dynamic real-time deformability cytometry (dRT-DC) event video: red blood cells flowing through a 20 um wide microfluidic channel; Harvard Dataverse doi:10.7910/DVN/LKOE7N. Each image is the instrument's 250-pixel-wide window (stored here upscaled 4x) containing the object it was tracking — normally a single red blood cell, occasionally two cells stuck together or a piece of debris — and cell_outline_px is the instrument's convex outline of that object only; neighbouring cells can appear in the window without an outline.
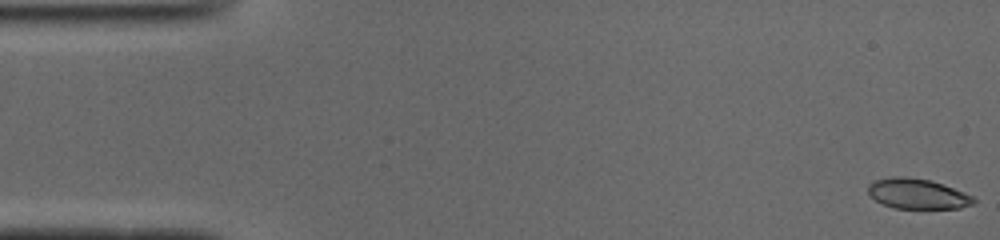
{"species": "common noctule bat (a hibernating species)", "species_latin": "Nyctalus noctula", "temperature_condition": "cold", "stored_images_in_passage": 51, "camera_frame_rate_fps": 3000, "um_per_image_px": 0.085, "animal": {"sex": "male", "body_mass_g": 19.0, "forearm_length_mm": 50.8}, "frame": {"image": 1, "passage_image": 1, "time_ms": 0.0, "image_size_px": [1000, 240], "cell_outline_px": [[976, 204], [960, 208], [896, 208], [884, 204], [876, 200], [868, 192], [868, 184], [876, 180], [892, 176], [908, 176], [932, 180], [964, 192], [972, 196], [976, 200]], "centroid_in_image_um": [78.01, 16.46], "position_along_channel_um": 7.0, "area_um2": 18.61}}
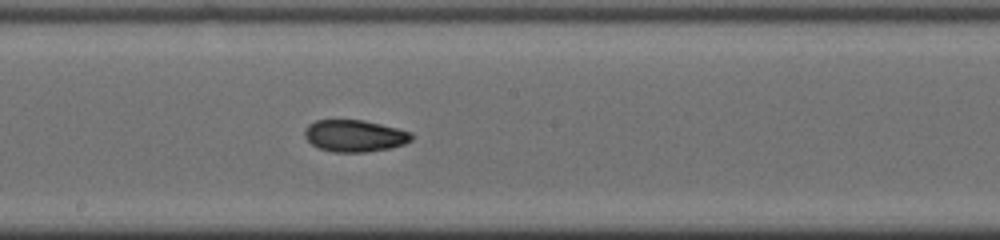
{"frame": {"image": 2, "passage_image": 27, "time_ms": 8.667, "image_size_px": [1000, 240], "cell_outline_px": [[412, 140], [404, 144], [388, 148], [364, 152], [332, 152], [320, 148], [312, 144], [304, 136], [304, 132], [308, 124], [316, 120], [364, 120], [412, 132]], "centroid_in_image_um": [30.13, 11.54], "position_along_channel_um": 218.1, "area_um2": 19.71}}
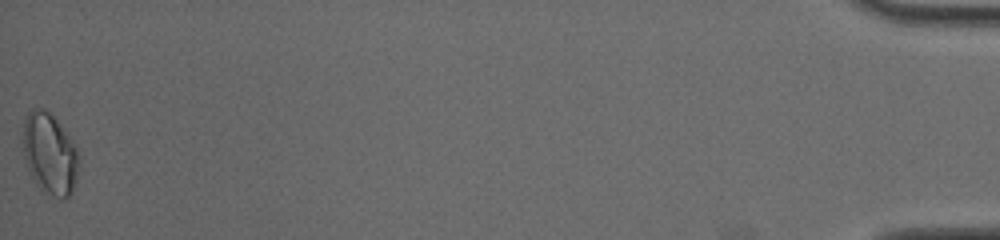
{"frame": {"image": 3, "passage_image": 51, "time_ms": 16.667, "image_size_px": [1000, 240], "cell_outline_px": [[80, 164], [72, 192], [64, 200], [60, 200], [52, 196], [40, 188], [36, 184], [28, 172], [24, 160], [20, 140], [24, 120], [28, 112], [32, 108], [44, 108], [60, 124], [76, 148], [80, 160]], "centroid_in_image_um": [4.18, 13.08], "position_along_channel_um": 431.0, "area_um2": 27.05}, "authors_computed_cell_mechanics": {"area_um2": 19.8832, "velocity_mm_per_s": 3.9385, "shape_relaxation_time_tau1_ms": 5.3798, "shape_relaxation_time_tau2_ms": 3.2815, "deformation_change_tau1": 0.151, "deformation_change_tau2": 0.0499}}